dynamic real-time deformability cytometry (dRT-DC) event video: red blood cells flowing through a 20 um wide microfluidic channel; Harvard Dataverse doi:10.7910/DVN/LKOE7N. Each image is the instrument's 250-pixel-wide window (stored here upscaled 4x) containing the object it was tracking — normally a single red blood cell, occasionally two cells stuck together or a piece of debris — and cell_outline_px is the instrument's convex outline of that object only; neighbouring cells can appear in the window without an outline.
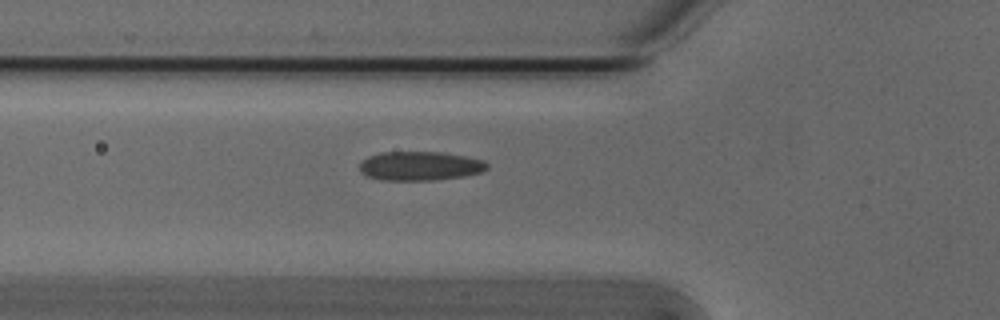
{"species": "Egyptian fruit bat (a non-hibernating species)", "species_latin": "Rousettus aegyptiacus", "temperature_condition": "cold", "stored_images_in_passage": 40, "camera_frame_rate_fps": 3000, "um_per_image_px": 0.085, "animal": {"sex": "male"}, "frame": {"image": 1, "passage_image": 9, "time_ms": 2.667, "image_size_px": [1000, 320], "cell_outline_px": [[488, 168], [480, 172], [464, 176], [436, 180], [380, 180], [368, 176], [360, 172], [360, 164], [368, 156], [380, 152], [444, 152], [484, 160], [488, 164]], "centroid_in_image_um": [35.7, 14.1], "position_along_channel_um": 90.1, "area_um2": 21.62}}
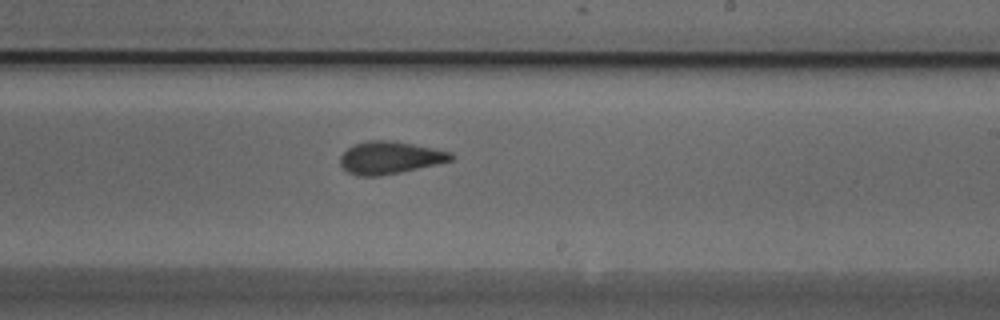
{"frame": {"image": 2, "passage_image": 22, "time_ms": 7.0, "image_size_px": [1000, 320], "cell_outline_px": [[456, 156], [452, 160], [400, 172], [380, 176], [356, 176], [348, 172], [340, 164], [340, 156], [348, 148], [356, 144], [368, 140], [392, 140], [452, 152]], "centroid_in_image_um": [33.13, 13.4], "position_along_channel_um": 255.9, "area_um2": 20.81}}
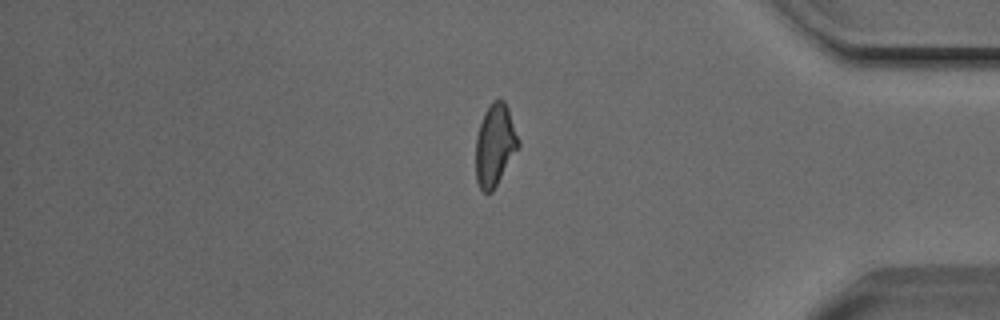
{"frame": {"image": 3, "passage_image": 35, "time_ms": 11.333, "image_size_px": [1000, 320], "cell_outline_px": [[520, 144], [492, 192], [484, 192], [480, 188], [476, 180], [476, 136], [484, 112], [492, 100], [504, 100], [508, 108], [520, 140]], "centroid_in_image_um": [42.06, 12.3], "position_along_channel_um": 393.1, "area_um2": 20.17}, "authors_computed_cell_mechanics": {"area_um2": 20.5768, "velocity_mm_per_s": 3.8244, "shape_relaxation_time_tau1_ms": 7.6588, "shape_relaxation_time_tau2_ms": 2.0645, "deformation_change_tau1": 0.1594, "deformation_change_tau2": 0.0875}}